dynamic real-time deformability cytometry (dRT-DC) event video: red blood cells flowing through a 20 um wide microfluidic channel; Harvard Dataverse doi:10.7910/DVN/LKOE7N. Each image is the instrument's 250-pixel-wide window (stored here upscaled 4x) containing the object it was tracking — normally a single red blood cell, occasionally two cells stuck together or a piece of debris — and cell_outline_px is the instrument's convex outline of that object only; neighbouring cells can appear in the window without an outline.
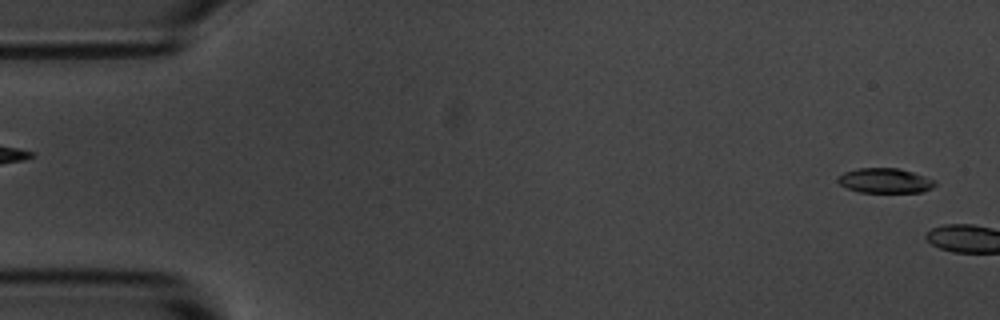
{"species": "common noctule bat (a hibernating species)", "species_latin": "Nyctalus noctula", "temperature_condition": "room temperature", "stored_images_in_passage": 5, "camera_frame_rate_fps": 3000, "um_per_image_px": 0.085, "animal": {"sex": "male", "body_mass_g": 20.1, "forearm_length_mm": 53.5}, "frame": {"image": 1, "passage_image": 2, "time_ms": 0.333, "image_size_px": [1000, 320], "cell_outline_px": [[936, 184], [932, 188], [920, 192], [860, 192], [848, 188], [840, 184], [836, 180], [844, 172], [856, 168], [896, 168], [912, 172], [936, 180]], "centroid_in_image_um": [75.23, 15.35], "position_along_channel_um": 9.8, "area_um2": 13.93}}